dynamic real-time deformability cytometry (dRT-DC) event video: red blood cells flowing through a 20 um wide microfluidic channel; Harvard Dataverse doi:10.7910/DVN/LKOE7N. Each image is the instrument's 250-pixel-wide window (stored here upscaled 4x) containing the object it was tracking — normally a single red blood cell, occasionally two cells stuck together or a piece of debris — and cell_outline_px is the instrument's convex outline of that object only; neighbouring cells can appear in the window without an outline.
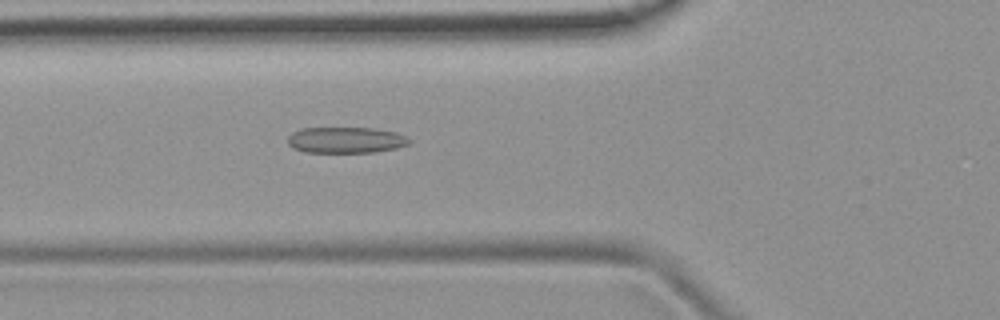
{"species": "common noctule bat (a hibernating species)", "species_latin": "Nyctalus noctula", "temperature_condition": "room temperature", "stored_images_in_passage": 51, "camera_frame_rate_fps": 3000, "um_per_image_px": 0.085, "animal": {"sex": "female", "body_mass_g": 19.9}, "frame": {"image": 1, "passage_image": 19, "time_ms": 6.0, "image_size_px": [1000, 320], "cell_outline_px": [[412, 140], [408, 144], [396, 148], [372, 152], [304, 152], [292, 148], [288, 144], [288, 136], [292, 132], [300, 128], [372, 128], [396, 132]], "centroid_in_image_um": [29.36, 11.9], "position_along_channel_um": 96.4, "area_um2": 18.44}}
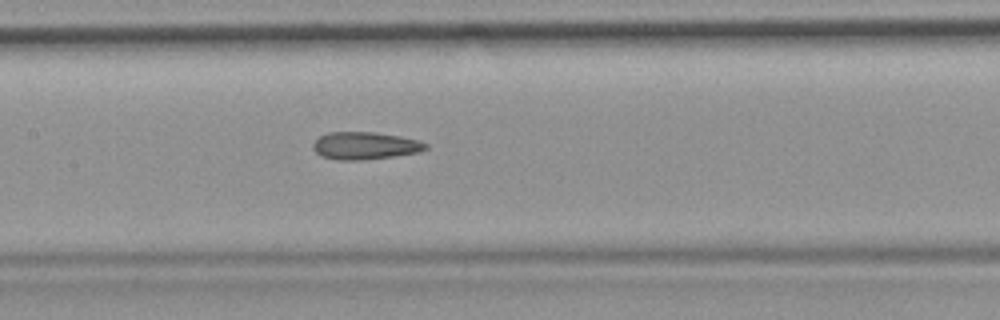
{"frame": {"image": 2, "passage_image": 25, "time_ms": 8.0, "image_size_px": [1000, 320], "cell_outline_px": [[428, 148], [420, 152], [364, 160], [336, 160], [320, 156], [312, 148], [312, 144], [320, 136], [328, 132], [372, 132], [420, 140], [428, 144]], "centroid_in_image_um": [31.01, 12.39], "position_along_channel_um": 176.4, "area_um2": 18.03}}
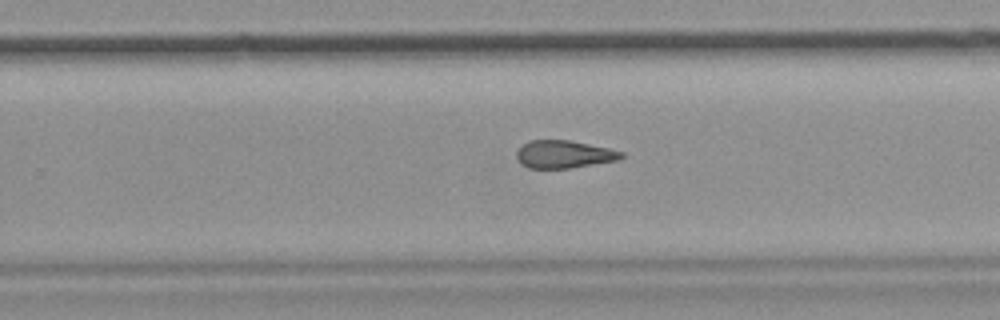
{"frame": {"image": 3, "passage_image": 33, "time_ms": 10.667, "image_size_px": [1000, 320], "cell_outline_px": [[624, 156], [620, 160], [568, 168], [528, 168], [520, 164], [516, 156], [516, 152], [528, 140], [568, 140], [608, 148], [624, 152]], "centroid_in_image_um": [47.93, 13.12], "position_along_channel_um": 281.9, "area_um2": 16.88}, "authors_computed_cell_mechanics": {"area_um2": 18.0914, "velocity_mm_per_s": 3.9775, "shape_relaxation_time_tau1_ms": null, "shape_relaxation_time_tau2_ms": 2.2042, "deformation_change_tau1": null, "deformation_change_tau2": 0.1135}}